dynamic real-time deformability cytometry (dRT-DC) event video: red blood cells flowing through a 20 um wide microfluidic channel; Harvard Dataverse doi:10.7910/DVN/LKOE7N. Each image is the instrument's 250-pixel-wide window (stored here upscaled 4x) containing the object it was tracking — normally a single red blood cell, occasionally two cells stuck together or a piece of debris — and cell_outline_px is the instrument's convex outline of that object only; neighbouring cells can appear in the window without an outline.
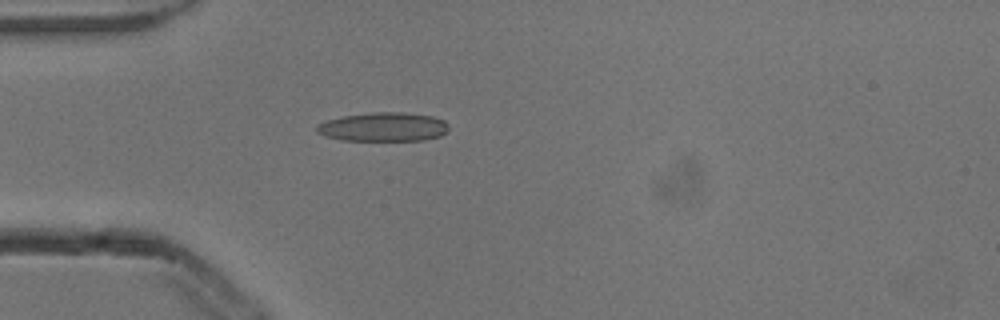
{"species": "common noctule bat (a hibernating species)", "species_latin": "Nyctalus noctula", "temperature_condition": "cold", "stored_images_in_passage": 4, "camera_frame_rate_fps": 3000, "um_per_image_px": 0.085, "animal": {"sex": "male", "body_mass_g": 13.3}, "frame": {"image": 1, "passage_image": 4, "time_ms": 1.0, "image_size_px": [1000, 320], "cell_outline_px": [[448, 132], [440, 136], [424, 140], [340, 140], [324, 136], [316, 132], [316, 124], [328, 120], [344, 116], [372, 112], [404, 112], [432, 116], [444, 120], [448, 124]], "centroid_in_image_um": [32.59, 10.79], "position_along_channel_um": 52.4, "area_um2": 22.37}}